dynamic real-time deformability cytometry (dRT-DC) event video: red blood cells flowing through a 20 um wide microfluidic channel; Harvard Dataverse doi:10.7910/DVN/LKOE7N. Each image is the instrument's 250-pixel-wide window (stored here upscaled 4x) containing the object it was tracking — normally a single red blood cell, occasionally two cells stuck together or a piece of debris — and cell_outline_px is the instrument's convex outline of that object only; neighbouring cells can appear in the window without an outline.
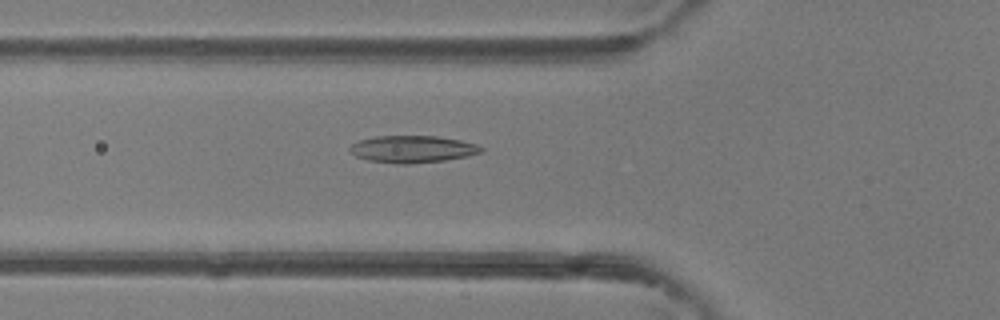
{"species": "common noctule bat (a hibernating species)", "species_latin": "Nyctalus noctula", "temperature_condition": "room temperature", "stored_images_in_passage": 39, "camera_frame_rate_fps": 3000, "um_per_image_px": 0.085, "animal": {"sex": "female"}, "frame": {"image": 1, "passage_image": 10, "time_ms": 3.0, "image_size_px": [1000, 320], "cell_outline_px": [[484, 152], [468, 156], [444, 160], [408, 164], [396, 164], [368, 160], [356, 156], [348, 148], [352, 144], [360, 140], [376, 136], [436, 136], [460, 140], [476, 144], [484, 148]], "centroid_in_image_um": [35.08, 12.68], "position_along_channel_um": 90.7, "area_um2": 20.69}}
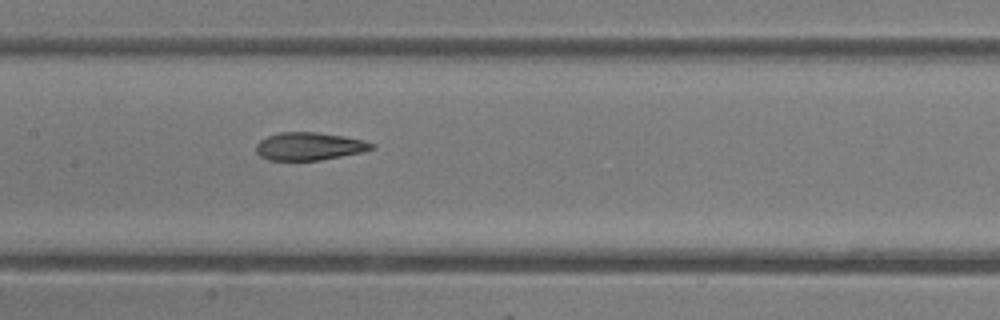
{"frame": {"image": 2, "passage_image": 16, "time_ms": 5.0, "image_size_px": [1000, 320], "cell_outline_px": [[376, 148], [364, 152], [320, 160], [268, 160], [260, 156], [256, 152], [256, 144], [260, 140], [268, 136], [280, 132], [316, 132], [344, 136], [364, 140], [376, 144]], "centroid_in_image_um": [26.32, 12.43], "position_along_channel_um": 181.1, "area_um2": 18.9}}
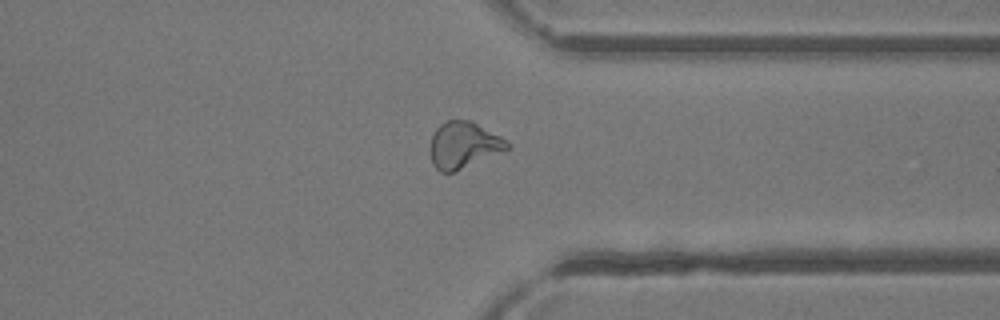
{"frame": {"image": 3, "passage_image": 29, "time_ms": 9.333, "image_size_px": [1000, 320], "cell_outline_px": [[512, 148], [452, 172], [440, 172], [432, 164], [428, 152], [432, 136], [436, 128], [440, 124], [448, 120], [472, 120], [500, 136], [512, 144]], "centroid_in_image_um": [39.4, 12.32], "position_along_channel_um": 372.0, "area_um2": 21.04}, "authors_computed_cell_mechanics": {"area_um2": 20.2878, "velocity_mm_per_s": 4.4649, "shape_relaxation_time_tau1_ms": 7.3607, "shape_relaxation_time_tau2_ms": 2.4802, "deformation_change_tau1": 0.2523, "deformation_change_tau2": 0.1174}}